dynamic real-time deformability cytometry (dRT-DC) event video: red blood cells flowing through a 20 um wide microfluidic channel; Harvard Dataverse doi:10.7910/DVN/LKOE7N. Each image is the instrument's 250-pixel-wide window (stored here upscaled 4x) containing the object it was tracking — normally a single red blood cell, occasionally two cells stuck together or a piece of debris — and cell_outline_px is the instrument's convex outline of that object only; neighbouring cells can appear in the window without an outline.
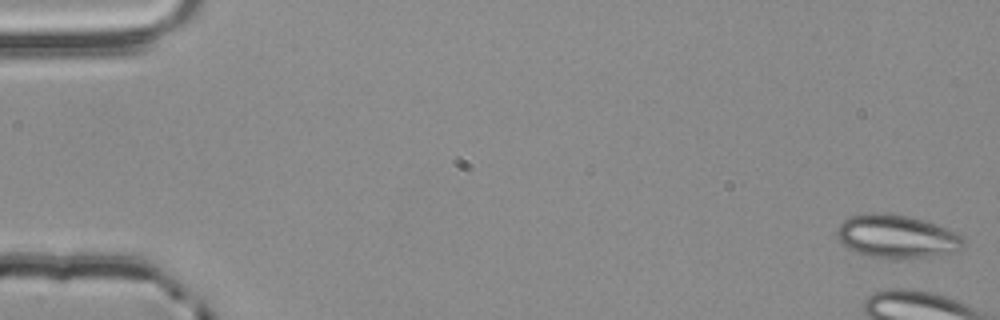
{"species": "common noctule bat (a hibernating species)", "species_latin": "Nyctalus noctula", "temperature_condition": "room temperature", "stored_images_in_passage": 3, "camera_frame_rate_fps": 3000, "um_per_image_px": 0.085, "animal": {"sex": "male", "body_mass_g": 20.4}, "frame": {"image": 1, "passage_image": 1, "time_ms": 0.0, "image_size_px": [1000, 320], "cell_outline_px": [[964, 248], [928, 256], [900, 260], [868, 256], [856, 252], [848, 248], [840, 240], [836, 232], [840, 224], [848, 216], [868, 212], [872, 212], [908, 216], [924, 220], [936, 224], [956, 232], [964, 236]], "centroid_in_image_um": [76.21, 20.1], "position_along_channel_um": 8.8, "area_um2": 31.85}}